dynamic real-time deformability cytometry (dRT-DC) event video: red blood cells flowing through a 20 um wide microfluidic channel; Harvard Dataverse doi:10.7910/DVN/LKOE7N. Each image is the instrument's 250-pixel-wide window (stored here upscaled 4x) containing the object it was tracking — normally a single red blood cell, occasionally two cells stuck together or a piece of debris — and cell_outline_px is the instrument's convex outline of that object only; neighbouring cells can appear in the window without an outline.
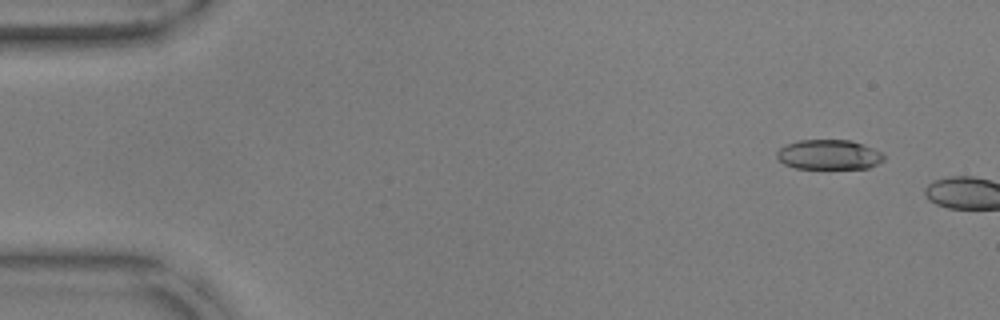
{"species": "common noctule bat (a hibernating species)", "species_latin": "Nyctalus noctula", "temperature_condition": "warm", "stored_images_in_passage": 4, "camera_frame_rate_fps": 3000, "um_per_image_px": 0.085, "animal": {"sex": "male", "body_mass_g": 17.9, "forearm_length_mm": 54.2}, "frame": {"image": 1, "passage_image": 1, "time_ms": 0.0, "image_size_px": [1000, 320], "cell_outline_px": [[884, 160], [868, 168], [796, 168], [784, 164], [776, 156], [776, 152], [780, 148], [796, 140], [852, 140], [872, 148], [880, 152], [884, 156]], "centroid_in_image_um": [70.44, 13.14], "position_along_channel_um": 14.6, "area_um2": 18.44}}